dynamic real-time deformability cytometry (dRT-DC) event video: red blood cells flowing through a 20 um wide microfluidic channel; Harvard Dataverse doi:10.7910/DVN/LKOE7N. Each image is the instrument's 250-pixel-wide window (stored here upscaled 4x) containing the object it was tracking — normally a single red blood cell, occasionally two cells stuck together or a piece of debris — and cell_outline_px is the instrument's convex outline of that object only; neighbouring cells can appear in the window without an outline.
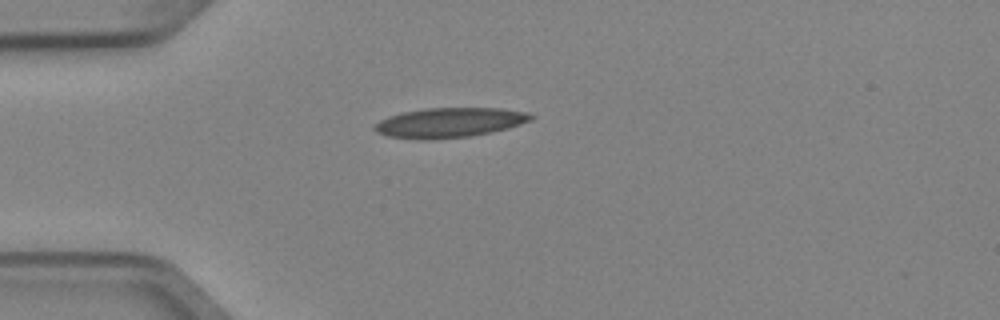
{"species": "Egyptian fruit bat (a non-hibernating species)", "species_latin": "Rousettus aegyptiacus", "temperature_condition": "cold", "stored_images_in_passage": 2, "camera_frame_rate_fps": 3000, "um_per_image_px": 0.085, "animal": {"sex": "female"}, "frame": {"image": 1, "passage_image": 1, "time_ms": 0.0, "image_size_px": [1000, 320], "cell_outline_px": [[536, 116], [532, 120], [508, 128], [492, 132], [472, 136], [432, 140], [416, 140], [388, 136], [376, 132], [372, 128], [372, 124], [388, 116], [404, 112], [428, 108], [500, 108], [528, 112]], "centroid_in_image_um": [38.19, 10.43], "position_along_channel_um": 46.8, "area_um2": 27.51}}